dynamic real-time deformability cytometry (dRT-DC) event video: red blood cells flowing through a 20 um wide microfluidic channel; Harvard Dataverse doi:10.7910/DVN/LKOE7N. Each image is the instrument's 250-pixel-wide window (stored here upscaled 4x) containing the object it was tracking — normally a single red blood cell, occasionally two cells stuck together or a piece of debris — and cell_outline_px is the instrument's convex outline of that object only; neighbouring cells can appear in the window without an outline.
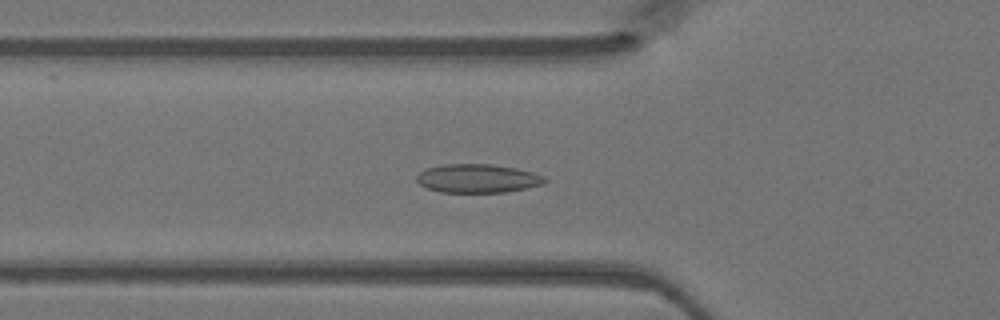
{"species": "Egyptian fruit bat (a non-hibernating species)", "species_latin": "Rousettus aegyptiacus", "temperature_condition": "warm", "stored_images_in_passage": 29, "camera_frame_rate_fps": 3000, "um_per_image_px": 0.085, "animal": {"sex": "female"}, "frame": {"image": 1, "passage_image": 2, "time_ms": 0.333, "image_size_px": [1000, 320], "cell_outline_px": [[548, 180], [544, 184], [528, 188], [508, 192], [440, 192], [424, 188], [416, 180], [416, 176], [424, 168], [440, 164], [492, 164], [516, 168], [536, 172], [544, 176]], "centroid_in_image_um": [40.61, 15.16], "position_along_channel_um": 85.2, "area_um2": 21.85}}
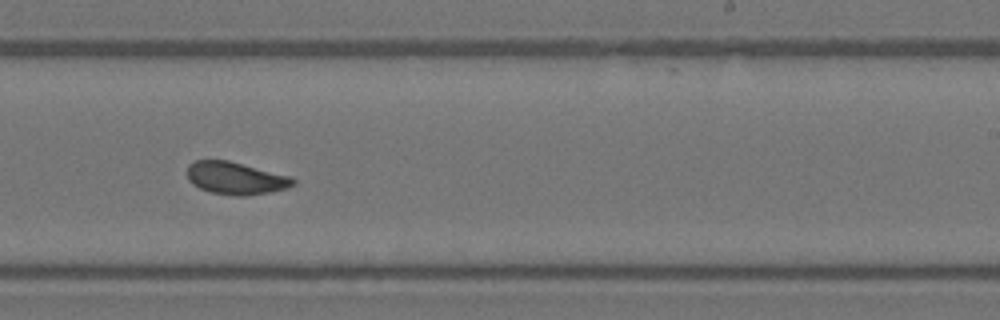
{"frame": {"image": 2, "passage_image": 15, "time_ms": 4.667, "image_size_px": [1000, 320], "cell_outline_px": [[296, 184], [284, 188], [268, 192], [244, 196], [236, 196], [212, 192], [200, 188], [192, 184], [188, 180], [188, 164], [196, 160], [228, 160], [292, 176], [296, 180]], "centroid_in_image_um": [20.04, 15.13], "position_along_channel_um": 269.0, "area_um2": 20.0}}
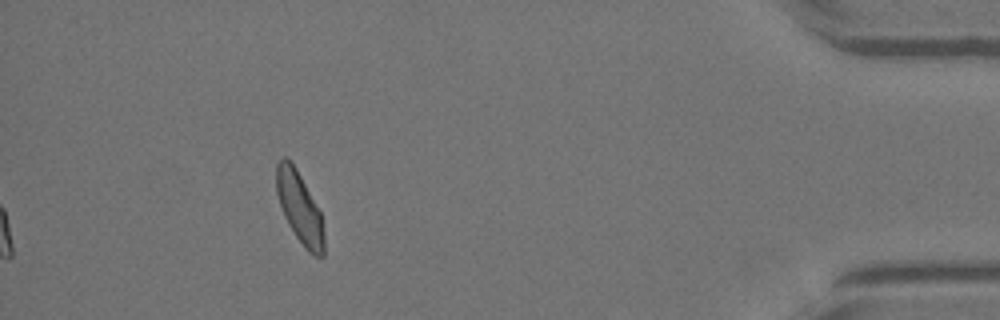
{"frame": {"image": 3, "passage_image": 29, "time_ms": 9.333, "image_size_px": [1000, 320], "cell_outline_px": [[324, 256], [312, 256], [304, 248], [288, 224], [284, 216], [276, 192], [276, 164], [284, 156], [296, 168], [320, 212], [324, 232]], "centroid_in_image_um": [25.46, 17.7], "position_along_channel_um": 409.7, "area_um2": 19.54}}